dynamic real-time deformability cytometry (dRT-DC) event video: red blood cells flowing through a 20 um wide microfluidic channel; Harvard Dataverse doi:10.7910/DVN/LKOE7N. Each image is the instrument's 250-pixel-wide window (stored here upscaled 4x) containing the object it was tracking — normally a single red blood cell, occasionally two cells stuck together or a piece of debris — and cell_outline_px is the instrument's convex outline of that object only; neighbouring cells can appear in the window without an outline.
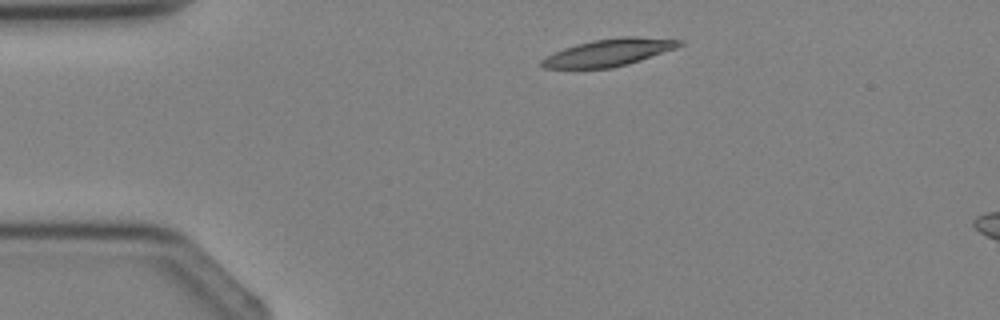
{"species": "Egyptian fruit bat (a non-hibernating species)", "species_latin": "Rousettus aegyptiacus", "temperature_condition": "cold", "stored_images_in_passage": 3, "segment_of_instrument_passage": [1, 2], "camera_frame_rate_fps": 3000, "um_per_image_px": 0.085, "animal": {"sex": "female"}, "frame": {"image": 1, "passage_image": 1, "time_ms": 0.0, "image_size_px": [1000, 320], "cell_outline_px": [[684, 44], [676, 48], [628, 64], [612, 68], [544, 68], [540, 64], [540, 60], [564, 48], [576, 44], [592, 40], [620, 36], [636, 36], [684, 40]], "centroid_in_image_um": [51.79, 4.45], "position_along_channel_um": 33.2, "area_um2": 21.79}}